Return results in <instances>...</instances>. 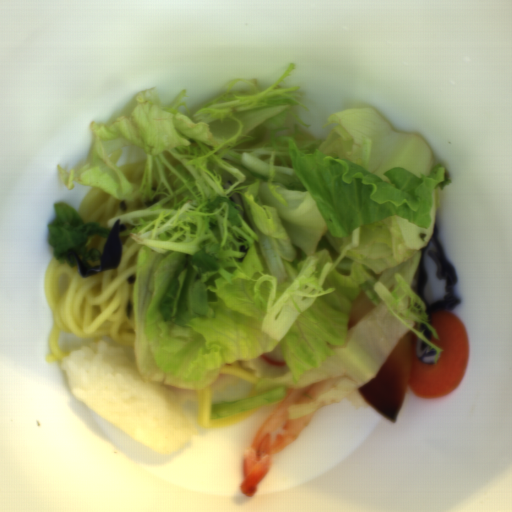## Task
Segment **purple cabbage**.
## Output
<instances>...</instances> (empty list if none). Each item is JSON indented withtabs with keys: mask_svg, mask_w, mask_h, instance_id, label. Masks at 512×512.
I'll return each mask as SVG.
<instances>
[{
	"mask_svg": "<svg viewBox=\"0 0 512 512\" xmlns=\"http://www.w3.org/2000/svg\"><path fill=\"white\" fill-rule=\"evenodd\" d=\"M439 229L437 224L433 225L432 236L426 247L423 248L417 273V285L418 293L420 298L426 305L427 312V324H431L432 317L435 313L440 311H453L458 305L459 300L455 299L453 295V288L457 283V274L455 267L446 259L443 248L438 240ZM427 251L428 257L432 258L438 264L437 267V279L446 280V292L445 296L441 301L428 304L425 300L422 289L427 279L426 269L423 262V256Z\"/></svg>",
	"mask_w": 512,
	"mask_h": 512,
	"instance_id": "c1f60e8f",
	"label": "purple cabbage"
},
{
	"mask_svg": "<svg viewBox=\"0 0 512 512\" xmlns=\"http://www.w3.org/2000/svg\"><path fill=\"white\" fill-rule=\"evenodd\" d=\"M120 219H116L110 233L104 243L99 266L87 269L74 249L68 250V255H73L77 264L78 275L83 279L88 276L117 269L121 262L122 244L120 234L125 231V225H120Z\"/></svg>",
	"mask_w": 512,
	"mask_h": 512,
	"instance_id": "ea28d5fd",
	"label": "purple cabbage"
},
{
	"mask_svg": "<svg viewBox=\"0 0 512 512\" xmlns=\"http://www.w3.org/2000/svg\"><path fill=\"white\" fill-rule=\"evenodd\" d=\"M417 357L422 363L435 364L436 362V350L425 341L418 337V341L415 347Z\"/></svg>",
	"mask_w": 512,
	"mask_h": 512,
	"instance_id": "f65ffa83",
	"label": "purple cabbage"
},
{
	"mask_svg": "<svg viewBox=\"0 0 512 512\" xmlns=\"http://www.w3.org/2000/svg\"><path fill=\"white\" fill-rule=\"evenodd\" d=\"M418 329H419V331H423L424 337L427 340H431L433 333H432V329L429 326L421 323L420 326L418 327Z\"/></svg>",
	"mask_w": 512,
	"mask_h": 512,
	"instance_id": "39781b68",
	"label": "purple cabbage"
}]
</instances>
